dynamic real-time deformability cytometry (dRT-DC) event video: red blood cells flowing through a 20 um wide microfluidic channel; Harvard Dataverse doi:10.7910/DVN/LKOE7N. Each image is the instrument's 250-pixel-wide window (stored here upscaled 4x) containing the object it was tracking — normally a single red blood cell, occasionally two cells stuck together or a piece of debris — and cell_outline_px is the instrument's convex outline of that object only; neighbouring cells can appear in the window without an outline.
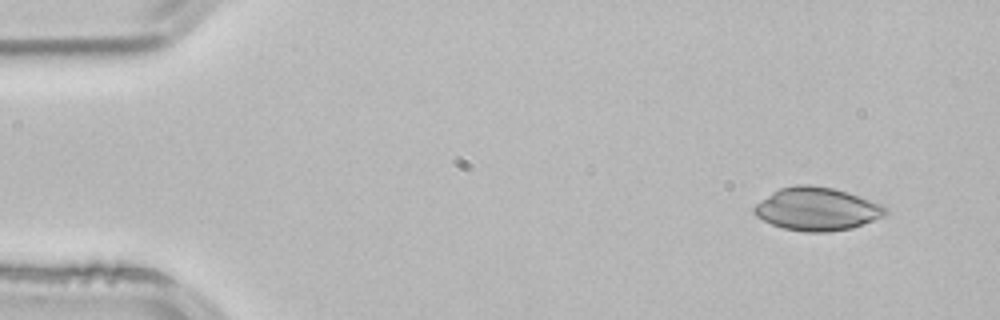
{"species": "common noctule bat (a hibernating species)", "species_latin": "Nyctalus noctula", "temperature_condition": "room temperature", "stored_images_in_passage": 2, "camera_frame_rate_fps": 3000, "um_per_image_px": 0.085, "animal": {"sex": "male", "body_mass_g": 21.5, "forearm_length_mm": 52.0}, "frame": {"image": 1, "passage_image": 1, "time_ms": 0.0, "image_size_px": [1000, 320], "cell_outline_px": [[888, 212], [884, 216], [852, 228], [828, 232], [804, 232], [784, 228], [772, 224], [756, 216], [752, 212], [752, 208], [760, 200], [772, 192], [780, 188], [796, 184], [808, 184], [832, 188], [848, 192], [880, 204]], "centroid_in_image_um": [69.4, 17.76], "position_along_channel_um": 15.6, "area_um2": 32.83}}